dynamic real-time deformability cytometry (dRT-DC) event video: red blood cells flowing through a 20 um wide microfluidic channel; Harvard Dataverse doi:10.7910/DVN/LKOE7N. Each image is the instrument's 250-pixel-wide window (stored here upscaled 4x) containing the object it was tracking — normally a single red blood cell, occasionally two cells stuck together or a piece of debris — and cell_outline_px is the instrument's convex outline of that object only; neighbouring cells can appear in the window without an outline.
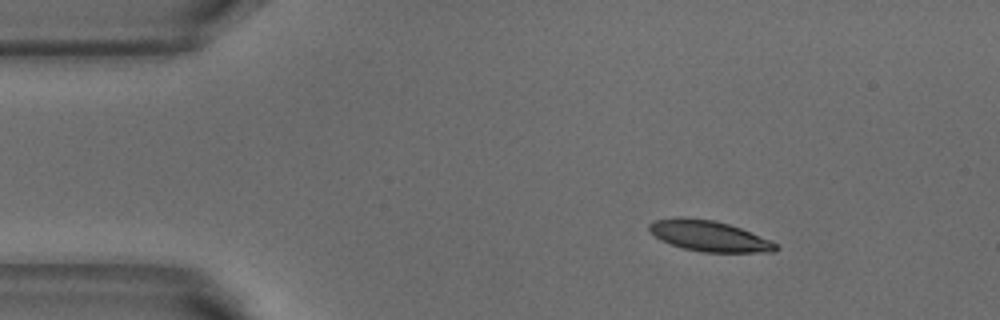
{"species": "common noctule bat (a hibernating species)", "species_latin": "Nyctalus noctula", "temperature_condition": "warm", "stored_images_in_passage": 3, "camera_frame_rate_fps": 3000, "um_per_image_px": 0.085, "animal": {"sex": "male", "body_mass_g": 18.8}, "frame": {"image": 1, "passage_image": 1, "time_ms": 0.0, "image_size_px": [1000, 320], "cell_outline_px": [[780, 248], [776, 252], [704, 252], [684, 248], [660, 240], [648, 228], [648, 224], [656, 220], [680, 216], [684, 216], [712, 220], [728, 224], [740, 228], [768, 240], [776, 244]], "centroid_in_image_um": [60.26, 20.05], "position_along_channel_um": 24.7, "area_um2": 22.37}}
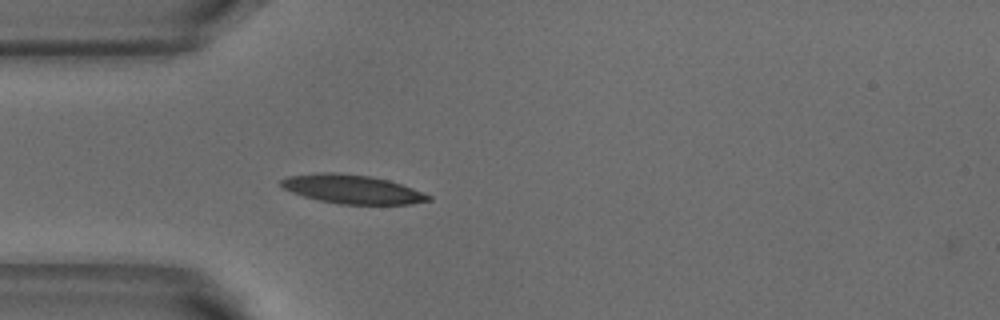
{"frame": {"image": 2, "passage_image": 3, "time_ms": 0.667, "image_size_px": [1000, 320], "cell_outline_px": [[432, 200], [412, 204], [340, 204], [320, 200], [304, 196], [292, 192], [284, 188], [280, 184], [280, 180], [288, 176], [320, 172], [332, 172], [372, 176], [388, 180], [412, 188], [432, 196]], "centroid_in_image_um": [29.95, 16.08], "position_along_channel_um": 55.1, "area_um2": 24.62}}